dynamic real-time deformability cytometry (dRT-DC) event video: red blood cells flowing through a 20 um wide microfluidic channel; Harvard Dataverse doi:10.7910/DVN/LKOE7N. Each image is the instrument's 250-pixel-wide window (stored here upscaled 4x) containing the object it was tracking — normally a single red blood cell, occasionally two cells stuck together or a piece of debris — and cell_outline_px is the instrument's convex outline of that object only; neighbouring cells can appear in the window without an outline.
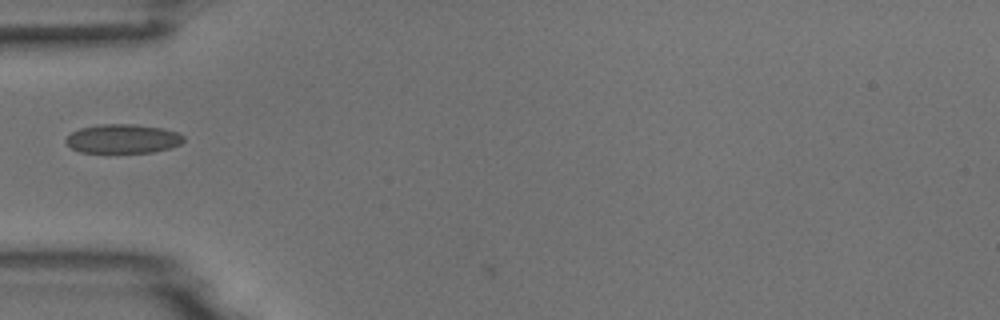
{"species": "common noctule bat (a hibernating species)", "species_latin": "Nyctalus noctula", "temperature_condition": "room temperature", "stored_images_in_passage": 3, "camera_frame_rate_fps": 3000, "um_per_image_px": 0.085, "animal": {"sex": "male", "body_mass_g": 18.8}, "frame": {"image": 1, "passage_image": 2, "time_ms": 0.333, "image_size_px": [1000, 320], "cell_outline_px": [[184, 140], [180, 144], [168, 148], [152, 152], [80, 152], [72, 148], [64, 140], [72, 132], [80, 128], [100, 124], [132, 124], [164, 128], [176, 132], [184, 136]], "centroid_in_image_um": [10.44, 11.78], "position_along_channel_um": 74.6, "area_um2": 19.77}}